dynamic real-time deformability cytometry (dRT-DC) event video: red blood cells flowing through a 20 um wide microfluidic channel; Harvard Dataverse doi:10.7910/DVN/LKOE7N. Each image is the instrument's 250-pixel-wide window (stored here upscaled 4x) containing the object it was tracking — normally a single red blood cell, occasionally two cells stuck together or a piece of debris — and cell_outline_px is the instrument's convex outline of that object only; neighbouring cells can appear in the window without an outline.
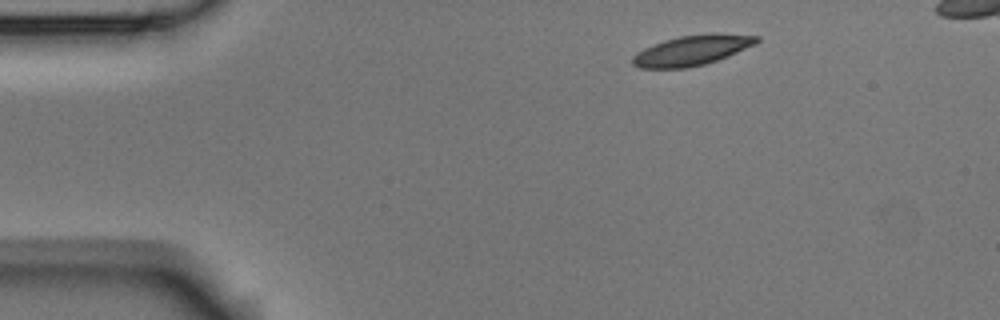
{"species": "Egyptian fruit bat (a non-hibernating species)", "species_latin": "Rousettus aegyptiacus", "temperature_condition": "room temperature", "stored_images_in_passage": 3, "camera_frame_rate_fps": 3000, "um_per_image_px": 0.085, "animal": {"sex": "male"}, "frame": {"image": 1, "passage_image": 1, "time_ms": 0.0, "image_size_px": [1000, 320], "cell_outline_px": [[760, 40], [756, 44], [728, 56], [704, 64], [684, 68], [640, 68], [632, 64], [632, 56], [636, 52], [652, 44], [664, 40], [680, 36], [712, 32], [760, 36]], "centroid_in_image_um": [58.82, 4.26], "position_along_channel_um": 26.2, "area_um2": 21.91}}